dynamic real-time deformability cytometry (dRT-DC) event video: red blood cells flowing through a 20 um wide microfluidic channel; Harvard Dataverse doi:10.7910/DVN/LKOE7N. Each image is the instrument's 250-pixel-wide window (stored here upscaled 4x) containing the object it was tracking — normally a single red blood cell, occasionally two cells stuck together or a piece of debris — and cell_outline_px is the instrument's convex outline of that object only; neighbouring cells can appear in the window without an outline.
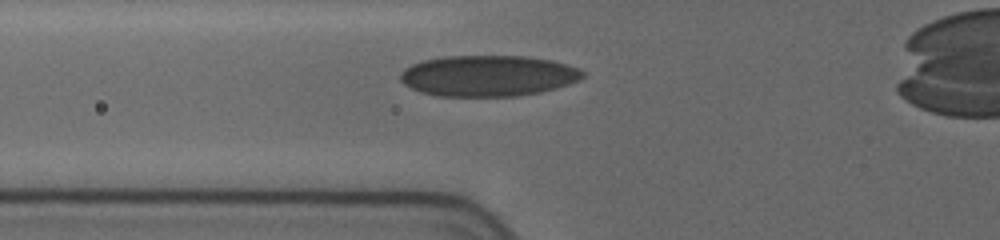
{"species": "human", "species_latin": "Homo sapiens", "temperature_condition": "cold", "stored_images_in_passage": 6, "camera_frame_rate_fps": 3000, "um_per_image_px": 0.085, "donor": {"sex": "female"}, "frame": {"image": 1, "passage_image": 6, "time_ms": 4.0, "image_size_px": [1000, 240], "cell_outline_px": [[584, 76], [580, 80], [556, 88], [540, 92], [520, 96], [436, 96], [420, 92], [404, 84], [400, 80], [400, 72], [404, 68], [412, 64], [424, 60], [444, 56], [528, 56], [552, 60], [568, 64], [580, 68], [584, 72]], "centroid_in_image_um": [41.5, 6.44], "position_along_channel_um": 84.3, "area_um2": 43.93}}